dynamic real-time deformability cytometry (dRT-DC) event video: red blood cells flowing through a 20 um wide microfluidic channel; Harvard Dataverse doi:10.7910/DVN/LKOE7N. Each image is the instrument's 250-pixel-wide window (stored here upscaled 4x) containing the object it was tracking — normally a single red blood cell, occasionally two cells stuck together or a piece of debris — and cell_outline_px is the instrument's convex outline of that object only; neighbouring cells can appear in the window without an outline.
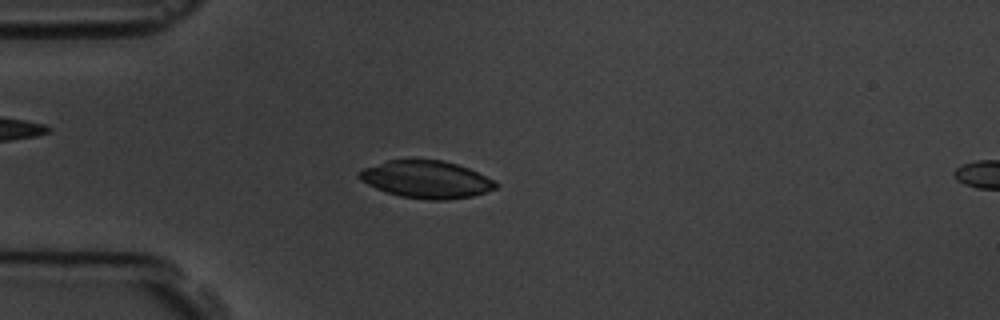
{"species": "common noctule bat (a hibernating species)", "species_latin": "Nyctalus noctula", "temperature_condition": "room temperature", "stored_images_in_passage": 7, "camera_frame_rate_fps": 3000, "um_per_image_px": 0.085, "animal": {"sex": "male", "body_mass_g": 19.5, "forearm_length_mm": 54.6}, "frame": {"image": 1, "passage_image": 4, "time_ms": 3.667, "image_size_px": [1000, 320], "cell_outline_px": [[500, 184], [496, 188], [472, 196], [448, 200], [432, 200], [400, 196], [376, 188], [360, 180], [356, 176], [364, 168], [388, 160], [444, 160], [468, 168]], "centroid_in_image_um": [36.23, 15.25], "position_along_channel_um": 48.8, "area_um2": 29.36}}
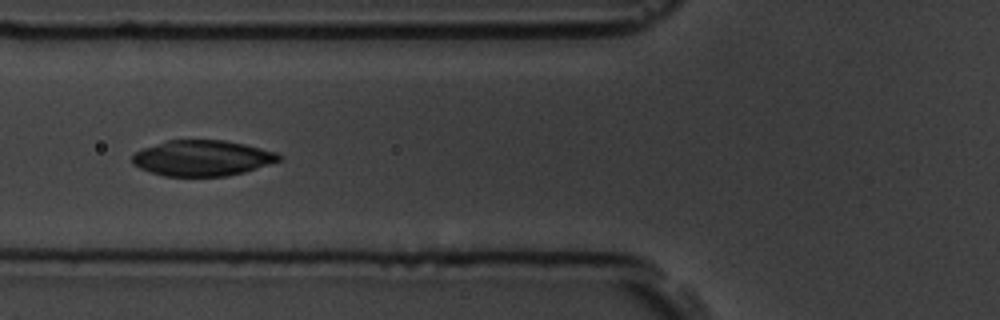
{"frame": {"image": 2, "passage_image": 6, "time_ms": 5.667, "image_size_px": [1000, 320], "cell_outline_px": [[284, 160], [244, 172], [228, 176], [164, 176], [140, 168], [132, 164], [132, 156], [136, 152], [144, 148], [168, 140], [224, 140], [244, 144], [276, 152], [284, 156]], "centroid_in_image_um": [17.24, 13.44], "position_along_channel_um": 108.6, "area_um2": 30.52}}
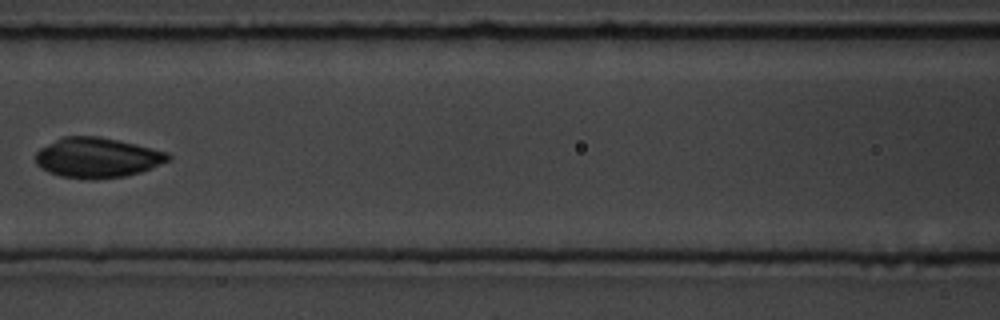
{"frame": {"image": 3, "passage_image": 7, "time_ms": 7.0, "image_size_px": [1000, 320], "cell_outline_px": [[172, 160], [152, 168], [140, 172], [124, 176], [96, 180], [84, 180], [60, 176], [48, 172], [40, 168], [36, 164], [36, 152], [40, 148], [64, 136], [96, 136], [116, 140], [152, 148], [168, 152], [172, 156]], "centroid_in_image_um": [8.27, 13.42], "position_along_channel_um": 158.3, "area_um2": 31.15}}